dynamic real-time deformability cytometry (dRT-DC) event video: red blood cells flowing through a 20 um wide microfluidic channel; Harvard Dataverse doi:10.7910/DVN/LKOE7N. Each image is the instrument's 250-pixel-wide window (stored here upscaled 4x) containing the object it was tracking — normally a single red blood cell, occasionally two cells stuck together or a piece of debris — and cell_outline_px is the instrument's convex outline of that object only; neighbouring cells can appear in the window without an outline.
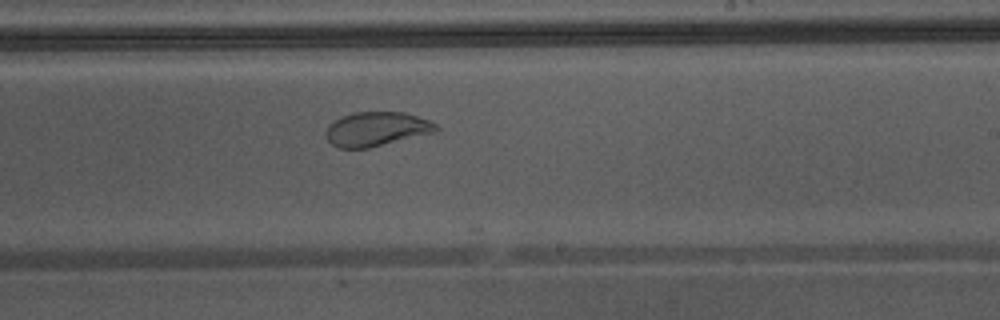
{"species": "Egyptian fruit bat (a non-hibernating species)", "species_latin": "Rousettus aegyptiacus", "temperature_condition": "warm", "stored_images_in_passage": 31, "camera_frame_rate_fps": 3000, "um_per_image_px": 0.085, "animal": {"sex": "male"}, "frame": {"image": 1, "passage_image": 14, "time_ms": 4.333, "image_size_px": [1000, 320], "cell_outline_px": [[440, 128], [436, 132], [368, 148], [336, 148], [328, 140], [328, 128], [336, 120], [352, 112], [404, 112], [428, 120], [436, 124]], "centroid_in_image_um": [32.05, 10.97], "position_along_channel_um": 256.9, "area_um2": 21.62}}